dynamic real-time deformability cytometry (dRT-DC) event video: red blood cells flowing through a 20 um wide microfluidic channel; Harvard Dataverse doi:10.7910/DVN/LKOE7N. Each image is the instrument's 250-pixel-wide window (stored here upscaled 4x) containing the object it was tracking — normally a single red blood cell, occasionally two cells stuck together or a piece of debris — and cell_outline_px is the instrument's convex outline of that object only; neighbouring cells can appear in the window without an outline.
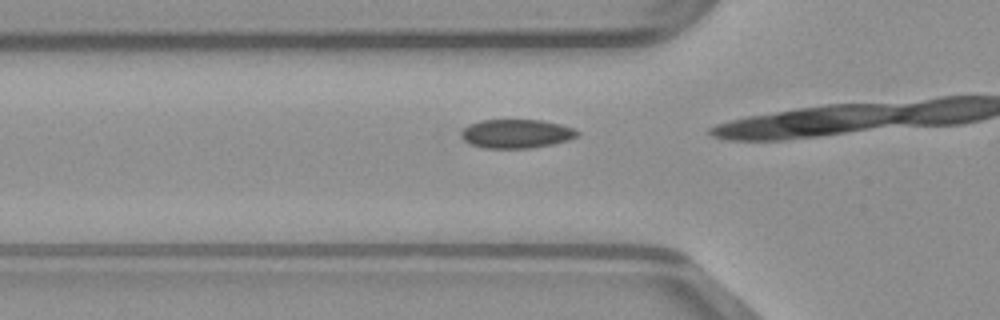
{"species": "common noctule bat (a hibernating species)", "species_latin": "Nyctalus noctula", "temperature_condition": "warm", "stored_images_in_passage": 14, "camera_frame_rate_fps": 3000, "um_per_image_px": 0.085, "animal": {"sex": "male", "body_mass_g": 23.1, "forearm_length_mm": 52.7}, "frame": {"image": 1, "passage_image": 12, "time_ms": 3.667, "image_size_px": [1000, 320], "cell_outline_px": [[580, 132], [576, 136], [568, 140], [552, 144], [532, 148], [484, 148], [472, 144], [464, 140], [460, 136], [460, 132], [468, 124], [480, 120], [540, 120], [560, 124], [572, 128]], "centroid_in_image_um": [43.86, 11.36], "position_along_channel_um": 81.9, "area_um2": 19.48}}